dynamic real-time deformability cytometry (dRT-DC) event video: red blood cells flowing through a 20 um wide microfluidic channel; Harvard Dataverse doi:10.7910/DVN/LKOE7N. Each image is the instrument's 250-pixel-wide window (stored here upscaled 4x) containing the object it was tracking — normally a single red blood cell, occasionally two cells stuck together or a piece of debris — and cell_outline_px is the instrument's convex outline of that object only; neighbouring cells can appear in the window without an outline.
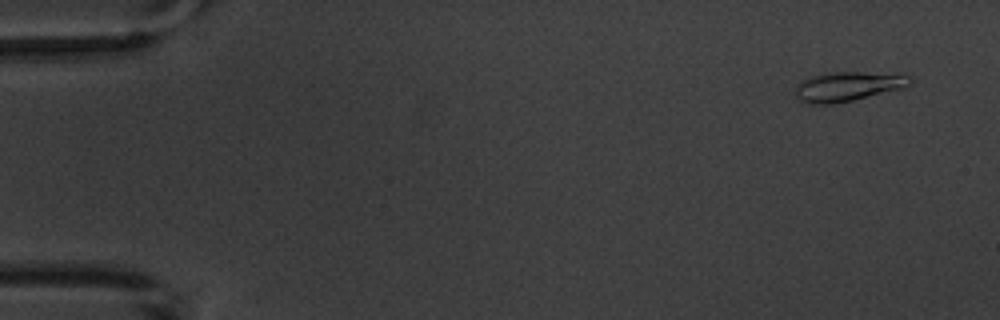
{"species": "common noctule bat (a hibernating species)", "species_latin": "Nyctalus noctula", "temperature_condition": "warm", "stored_images_in_passage": 4, "camera_frame_rate_fps": 3000, "um_per_image_px": 0.085, "animal": {"sex": "male", "body_mass_g": 20.1, "forearm_length_mm": 53.5}, "frame": {"image": 1, "passage_image": 1, "time_ms": 0.0, "image_size_px": [1000, 320], "cell_outline_px": [[912, 80], [904, 88], [836, 104], [804, 104], [796, 96], [796, 88], [800, 80], [808, 76], [836, 72], [864, 72], [912, 76]], "centroid_in_image_um": [72.01, 7.36], "position_along_channel_um": 13.0, "area_um2": 19.71}}